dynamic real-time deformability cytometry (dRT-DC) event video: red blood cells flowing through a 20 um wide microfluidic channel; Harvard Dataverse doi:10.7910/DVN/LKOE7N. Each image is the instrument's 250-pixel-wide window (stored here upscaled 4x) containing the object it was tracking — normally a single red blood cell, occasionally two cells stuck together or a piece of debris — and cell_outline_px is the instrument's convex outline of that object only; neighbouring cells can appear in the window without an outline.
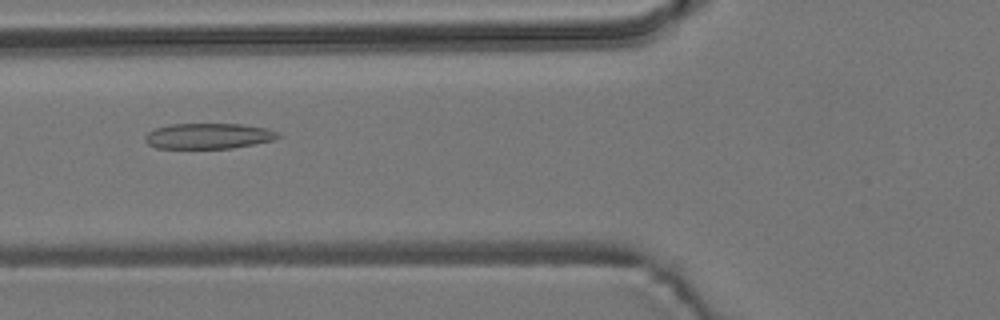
{"species": "common noctule bat (a hibernating species)", "species_latin": "Nyctalus noctula", "temperature_condition": "room temperature", "stored_images_in_passage": 7, "camera_frame_rate_fps": 3000, "um_per_image_px": 0.085, "animal": {"sex": "male", "body_mass_g": 19.2, "forearm_length_mm": 51.8}, "frame": {"image": 1, "passage_image": 3, "time_ms": 3.333, "image_size_px": [1000, 320], "cell_outline_px": [[280, 136], [272, 140], [232, 148], [156, 148], [148, 144], [144, 140], [144, 136], [148, 132], [156, 128], [168, 124], [240, 124], [268, 128], [276, 132]], "centroid_in_image_um": [17.66, 11.55], "position_along_channel_um": 108.1, "area_um2": 19.71}}
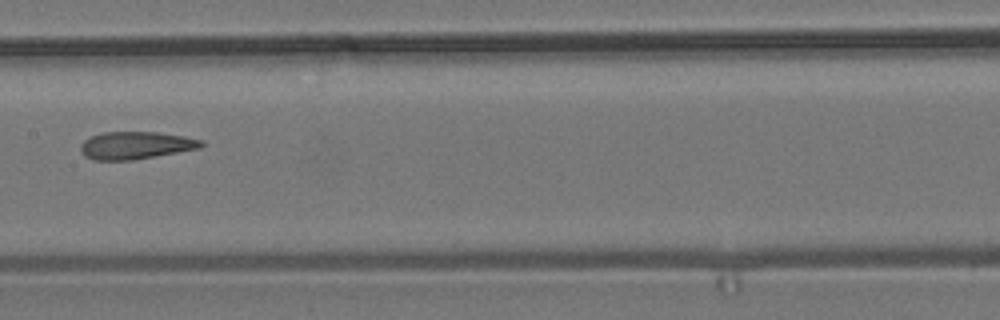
{"frame": {"image": 2, "passage_image": 5, "time_ms": 5.667, "image_size_px": [1000, 320], "cell_outline_px": [[204, 144], [200, 148], [156, 156], [132, 160], [92, 160], [84, 156], [80, 152], [80, 144], [84, 140], [92, 136], [104, 132], [156, 132], [184, 136], [204, 140]], "centroid_in_image_um": [11.52, 12.36], "position_along_channel_um": 195.9, "area_um2": 19.42}}
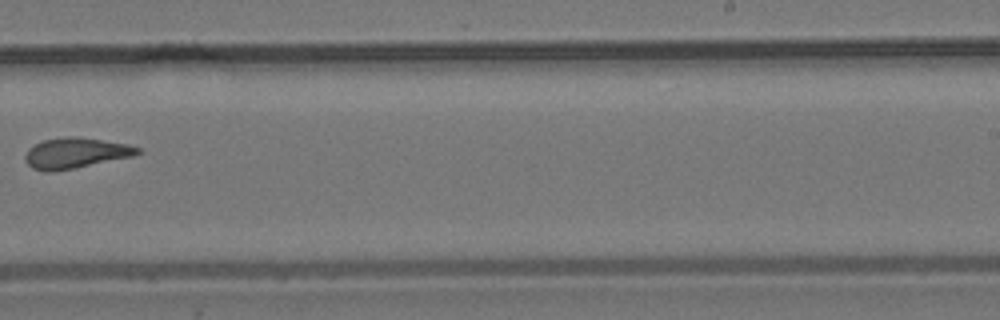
{"frame": {"image": 3, "passage_image": 7, "time_ms": 8.0, "image_size_px": [1000, 320], "cell_outline_px": [[144, 152], [132, 156], [52, 172], [48, 172], [32, 168], [24, 160], [24, 156], [28, 148], [44, 140], [64, 136], [76, 136], [128, 144], [140, 148]], "centroid_in_image_um": [6.41, 13.0], "position_along_channel_um": 282.6, "area_um2": 19.88}}